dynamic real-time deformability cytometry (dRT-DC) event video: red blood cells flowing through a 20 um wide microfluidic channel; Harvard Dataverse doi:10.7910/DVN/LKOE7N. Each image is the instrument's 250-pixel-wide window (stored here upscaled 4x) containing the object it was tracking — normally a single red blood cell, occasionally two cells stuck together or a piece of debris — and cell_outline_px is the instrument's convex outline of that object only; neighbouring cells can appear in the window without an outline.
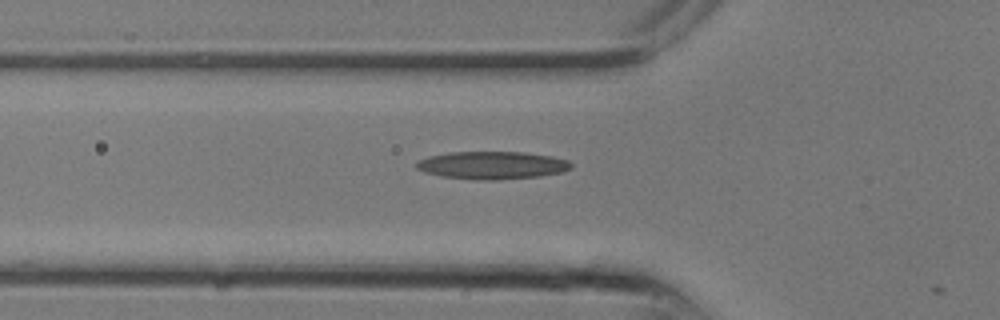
{"species": "common noctule bat (a hibernating species)", "species_latin": "Nyctalus noctula", "temperature_condition": "room temperature", "stored_images_in_passage": 7, "camera_frame_rate_fps": 3000, "um_per_image_px": 0.085, "animal": {"sex": "male", "body_mass_g": 13.3}, "frame": {"image": 1, "passage_image": 4, "time_ms": 1.0, "image_size_px": [1000, 320], "cell_outline_px": [[572, 168], [564, 172], [540, 176], [500, 180], [476, 180], [444, 176], [424, 172], [416, 168], [416, 160], [428, 156], [448, 152], [524, 152], [552, 156], [568, 160], [572, 164]], "centroid_in_image_um": [41.85, 14.04], "position_along_channel_um": 84.0, "area_um2": 25.26}}
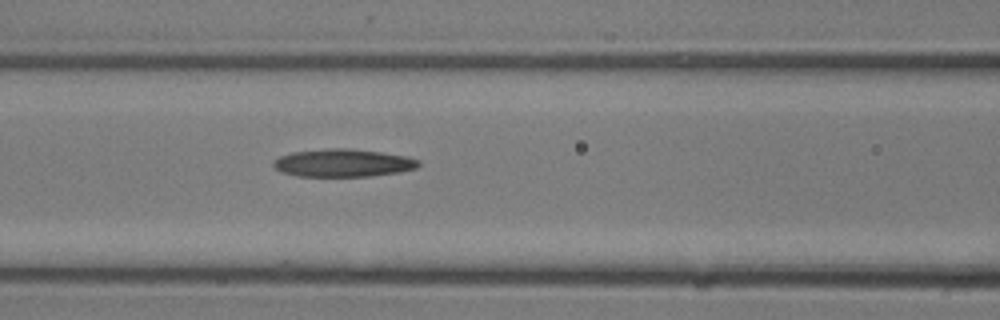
{"frame": {"image": 2, "passage_image": 6, "time_ms": 1.667, "image_size_px": [1000, 320], "cell_outline_px": [[420, 164], [416, 168], [400, 172], [372, 176], [296, 176], [280, 172], [272, 164], [272, 160], [280, 156], [292, 152], [328, 148], [348, 148], [380, 152], [408, 156], [420, 160]], "centroid_in_image_um": [29.15, 13.85], "position_along_channel_um": 137.4, "area_um2": 23.7}}